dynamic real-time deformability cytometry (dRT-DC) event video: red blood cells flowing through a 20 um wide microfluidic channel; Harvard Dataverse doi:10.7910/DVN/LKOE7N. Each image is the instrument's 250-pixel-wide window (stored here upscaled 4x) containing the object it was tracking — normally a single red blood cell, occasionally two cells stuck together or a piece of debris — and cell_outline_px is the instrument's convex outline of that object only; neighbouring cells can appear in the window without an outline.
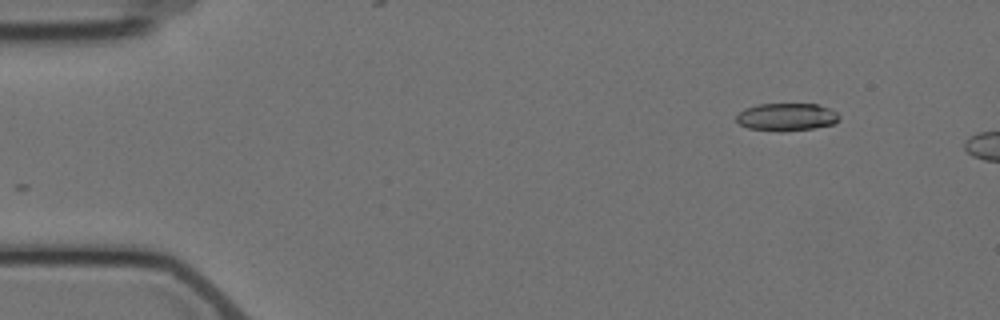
{"species": "Egyptian fruit bat (a non-hibernating species)", "species_latin": "Rousettus aegyptiacus", "temperature_condition": "cold", "stored_images_in_passage": 3, "camera_frame_rate_fps": 3000, "um_per_image_px": 0.085, "animal": {"sex": "female"}, "frame": {"image": 1, "passage_image": 3, "time_ms": 2.333, "image_size_px": [1000, 320], "cell_outline_px": [[840, 120], [836, 124], [812, 128], [780, 132], [748, 128], [740, 124], [736, 120], [736, 116], [744, 108], [756, 104], [816, 104], [828, 108], [836, 112], [840, 116]], "centroid_in_image_um": [66.86, 9.94], "position_along_channel_um": 18.1, "area_um2": 16.7}}